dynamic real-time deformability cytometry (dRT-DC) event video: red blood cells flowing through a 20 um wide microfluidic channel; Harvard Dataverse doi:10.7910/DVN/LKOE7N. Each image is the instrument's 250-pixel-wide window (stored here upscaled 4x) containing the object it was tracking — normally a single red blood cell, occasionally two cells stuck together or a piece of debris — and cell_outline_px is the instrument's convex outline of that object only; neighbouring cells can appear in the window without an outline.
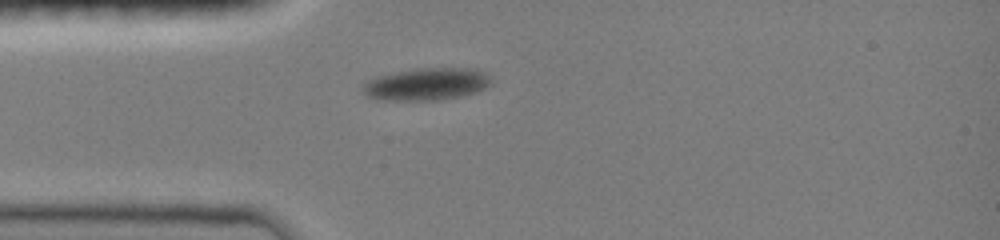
{"species": "common noctule bat (a hibernating species)", "species_latin": "Nyctalus noctula", "temperature_condition": "room temperature", "stored_images_in_passage": 42, "camera_frame_rate_fps": 3000, "um_per_image_px": 0.085, "animal": {"sex": "female", "body_mass_g": 19.0, "forearm_length_mm": 51.5}, "frame": {"image": 1, "passage_image": 1, "time_ms": 0.0, "image_size_px": [1000, 240], "cell_outline_px": [[492, 84], [476, 92], [460, 96], [436, 100], [384, 100], [368, 96], [364, 92], [364, 84], [368, 80], [376, 76], [420, 68], [476, 68], [484, 72], [492, 80]], "centroid_in_image_um": [36.3, 7.14], "position_along_channel_um": 48.7, "area_um2": 23.93}}
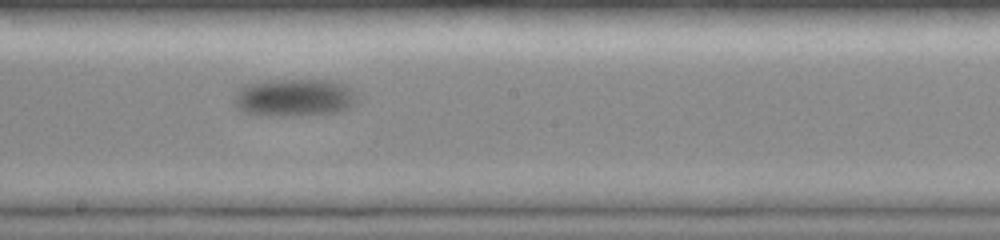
{"frame": {"image": 2, "passage_image": 17, "time_ms": 5.333, "image_size_px": [1000, 240], "cell_outline_px": [[356, 104], [340, 112], [300, 116], [268, 116], [244, 112], [236, 108], [232, 104], [232, 96], [240, 84], [264, 80], [332, 80], [344, 84], [352, 92], [356, 100]], "centroid_in_image_um": [24.9, 8.3], "position_along_channel_um": 223.3, "area_um2": 27.74}}
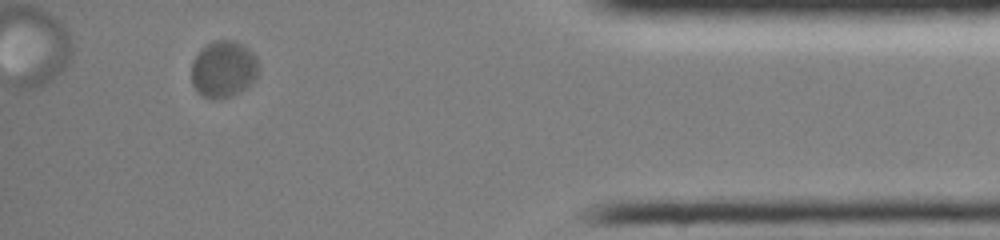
{"frame": {"image": 3, "passage_image": 37, "time_ms": 12.0, "image_size_px": [1000, 240], "cell_outline_px": [[260, 68], [256, 76], [240, 92], [232, 96], [216, 100], [212, 100], [204, 96], [192, 84], [192, 60], [200, 48], [204, 44], [212, 40], [236, 40], [244, 44], [256, 56]], "centroid_in_image_um": [18.99, 5.84], "position_along_channel_um": 416.2, "area_um2": 22.54}, "authors_computed_cell_mechanics": {"area_um2": 24.6806, "velocity_mm_per_s": 3.4117, "shape_relaxation_time_tau1_ms": 1.4386, "shape_relaxation_time_tau2_ms": null, "deformation_change_tau1": 0.0469, "deformation_change_tau2": null}}